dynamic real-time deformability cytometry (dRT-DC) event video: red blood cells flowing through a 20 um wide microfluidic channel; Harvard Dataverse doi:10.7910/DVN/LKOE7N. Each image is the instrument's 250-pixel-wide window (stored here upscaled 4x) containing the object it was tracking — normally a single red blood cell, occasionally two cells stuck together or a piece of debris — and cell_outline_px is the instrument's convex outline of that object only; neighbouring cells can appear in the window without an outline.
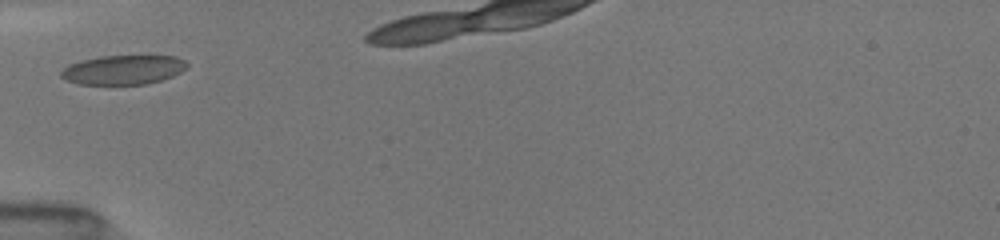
{"species": "common noctule bat (a hibernating species)", "species_latin": "Nyctalus noctula", "temperature_condition": "room temperature", "stored_images_in_passage": 5, "camera_frame_rate_fps": 3000, "um_per_image_px": 0.085, "animal": {"sex": "female", "body_mass_g": 19.5, "forearm_length_mm": 54.1}, "frame": {"image": 1, "passage_image": 1, "time_ms": 0.0, "image_size_px": [1000, 240], "cell_outline_px": [[188, 64], [180, 72], [172, 76], [148, 84], [80, 84], [68, 80], [60, 76], [60, 72], [68, 64], [80, 60], [100, 56], [176, 56], [184, 60]], "centroid_in_image_um": [10.45, 5.92], "position_along_channel_um": 74.5, "area_um2": 21.39}}